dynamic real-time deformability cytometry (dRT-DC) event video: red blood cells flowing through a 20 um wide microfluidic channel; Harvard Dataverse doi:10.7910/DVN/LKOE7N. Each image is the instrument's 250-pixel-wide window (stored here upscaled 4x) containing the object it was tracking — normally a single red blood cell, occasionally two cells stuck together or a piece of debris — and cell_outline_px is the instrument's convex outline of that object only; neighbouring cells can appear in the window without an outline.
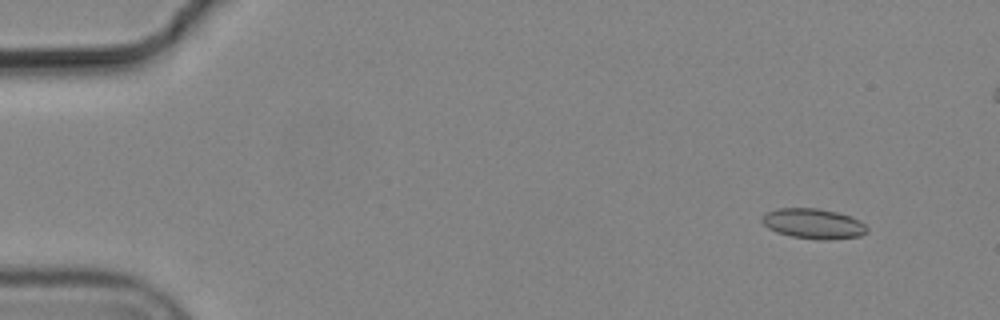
{"species": "common noctule bat (a hibernating species)", "species_latin": "Nyctalus noctula", "temperature_condition": "cold", "stored_images_in_passage": 5, "camera_frame_rate_fps": 3000, "um_per_image_px": 0.085, "animal": {"sex": "male", "body_mass_g": 19.2, "forearm_length_mm": 51.8}, "frame": {"image": 1, "passage_image": 2, "time_ms": 0.333, "image_size_px": [1000, 320], "cell_outline_px": [[868, 232], [860, 236], [828, 240], [820, 240], [792, 236], [776, 232], [768, 228], [760, 220], [764, 212], [776, 208], [816, 208], [836, 212], [852, 216], [860, 220], [868, 228]], "centroid_in_image_um": [69.13, 19.0], "position_along_channel_um": 15.9, "area_um2": 18.67}}